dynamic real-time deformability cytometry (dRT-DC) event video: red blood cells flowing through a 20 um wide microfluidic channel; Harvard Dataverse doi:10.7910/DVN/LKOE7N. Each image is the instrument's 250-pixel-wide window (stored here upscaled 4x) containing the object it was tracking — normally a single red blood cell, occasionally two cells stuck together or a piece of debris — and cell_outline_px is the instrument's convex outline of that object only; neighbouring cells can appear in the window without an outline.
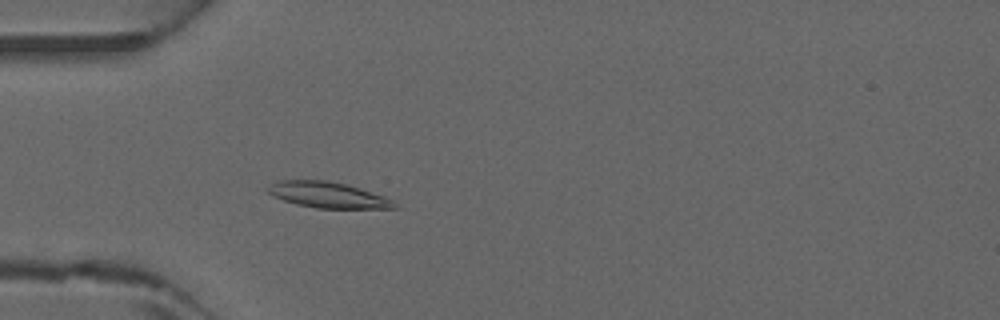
{"species": "common noctule bat (a hibernating species)", "species_latin": "Nyctalus noctula", "temperature_condition": "warm", "stored_images_in_passage": 3, "camera_frame_rate_fps": 3000, "um_per_image_px": 0.085, "animal": {"sex": "male", "forearm_length_mm": 52.5}, "frame": {"image": 1, "passage_image": 3, "time_ms": 0.667, "image_size_px": [1000, 320], "cell_outline_px": [[400, 208], [316, 208], [296, 204], [272, 196], [264, 188], [280, 180], [328, 180], [344, 184], [384, 196], [392, 200]], "centroid_in_image_um": [27.83, 16.57], "position_along_channel_um": 57.2, "area_um2": 18.9}}